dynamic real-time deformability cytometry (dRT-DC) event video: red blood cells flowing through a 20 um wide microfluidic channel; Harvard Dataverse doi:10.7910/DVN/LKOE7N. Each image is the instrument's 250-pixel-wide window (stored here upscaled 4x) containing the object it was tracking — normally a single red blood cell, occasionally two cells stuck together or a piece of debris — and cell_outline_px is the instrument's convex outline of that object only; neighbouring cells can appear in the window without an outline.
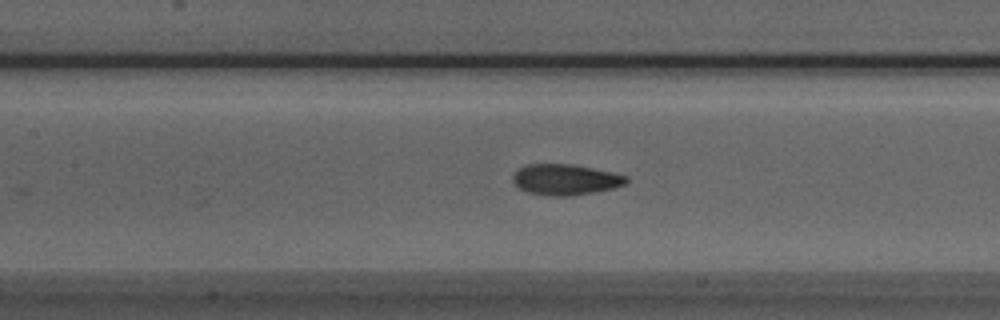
{"species": "Egyptian fruit bat (a non-hibernating species)", "species_latin": "Rousettus aegyptiacus", "temperature_condition": "room temperature", "stored_images_in_passage": 32, "camera_frame_rate_fps": 3000, "um_per_image_px": 0.085, "animal": {"sex": "male"}, "frame": {"image": 1, "passage_image": 15, "time_ms": 4.667, "image_size_px": [1000, 320], "cell_outline_px": [[628, 180], [624, 184], [612, 188], [592, 192], [568, 196], [548, 196], [528, 192], [520, 188], [512, 180], [512, 176], [524, 164], [572, 164], [612, 172], [628, 176]], "centroid_in_image_um": [48.04, 15.26], "position_along_channel_um": 159.4, "area_um2": 20.17}}
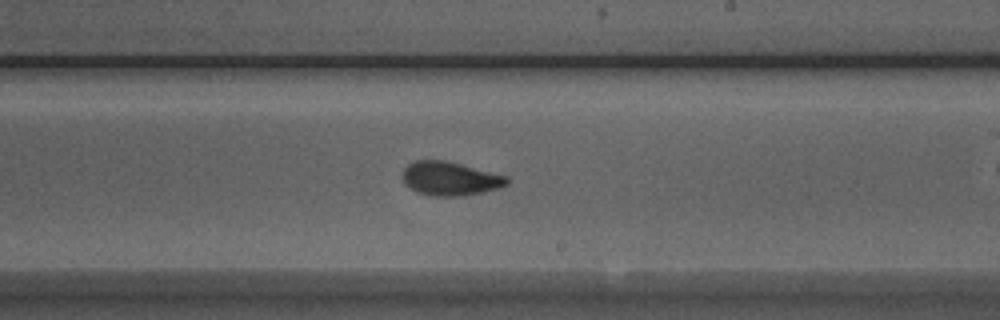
{"frame": {"image": 2, "passage_image": 22, "time_ms": 7.0, "image_size_px": [1000, 320], "cell_outline_px": [[508, 184], [496, 188], [464, 196], [432, 196], [416, 192], [404, 184], [400, 176], [404, 168], [408, 164], [416, 160], [444, 160], [508, 176]], "centroid_in_image_um": [38.19, 15.18], "position_along_channel_um": 250.8, "area_um2": 20.58}}
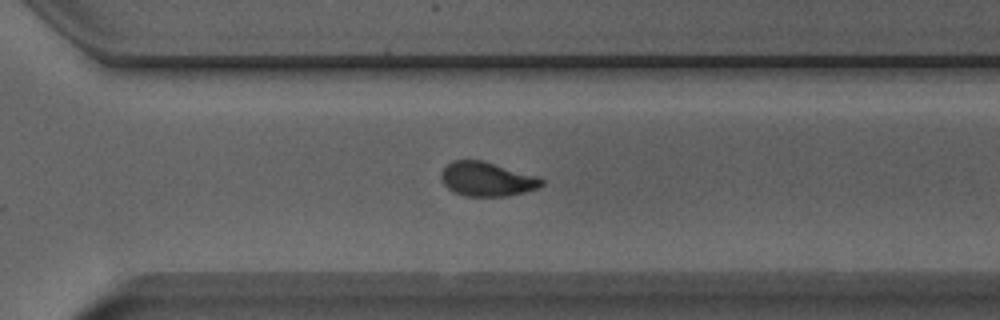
{"frame": {"image": 3, "passage_image": 28, "time_ms": 9.0, "image_size_px": [1000, 320], "cell_outline_px": [[544, 184], [540, 188], [508, 196], [464, 196], [452, 192], [444, 184], [440, 176], [444, 168], [452, 160], [484, 160], [536, 176], [544, 180]], "centroid_in_image_um": [41.39, 15.23], "position_along_channel_um": 329.2, "area_um2": 20.11}, "authors_computed_cell_mechanics": {"area_um2": 20.3456, "velocity_mm_per_s": 3.9279, "shape_relaxation_time_tau1_ms": 3.3142, "shape_relaxation_time_tau2_ms": 1.5689, "deformation_change_tau1": 0.1277, "deformation_change_tau2": 0.0633}}